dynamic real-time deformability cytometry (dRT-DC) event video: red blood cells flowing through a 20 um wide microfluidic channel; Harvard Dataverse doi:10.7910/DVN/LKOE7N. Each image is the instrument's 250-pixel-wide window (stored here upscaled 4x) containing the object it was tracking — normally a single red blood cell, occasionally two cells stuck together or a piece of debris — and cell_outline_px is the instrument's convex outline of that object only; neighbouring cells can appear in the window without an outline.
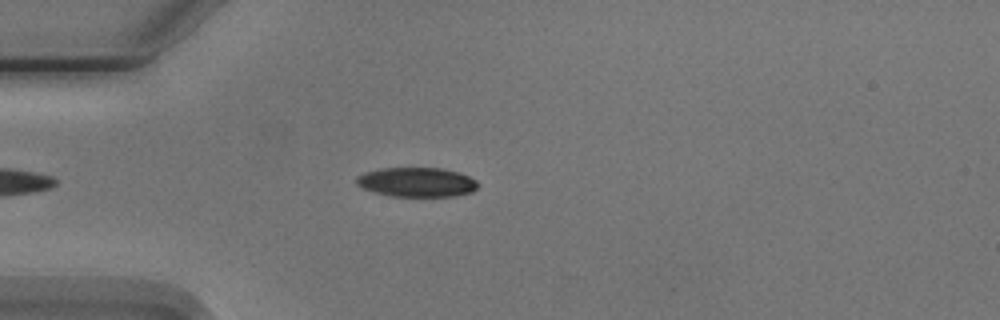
{"species": "Egyptian fruit bat (a non-hibernating species)", "species_latin": "Rousettus aegyptiacus", "temperature_condition": "cold", "stored_images_in_passage": 4, "camera_frame_rate_fps": 3000, "um_per_image_px": 0.085, "animal": {"sex": "male"}, "frame": {"image": 1, "passage_image": 4, "time_ms": 3.333, "image_size_px": [1000, 320], "cell_outline_px": [[480, 184], [472, 192], [456, 196], [392, 196], [372, 192], [356, 184], [356, 176], [364, 172], [380, 168], [444, 168], [468, 176], [476, 180]], "centroid_in_image_um": [35.41, 15.48], "position_along_channel_um": 49.6, "area_um2": 20.92}}